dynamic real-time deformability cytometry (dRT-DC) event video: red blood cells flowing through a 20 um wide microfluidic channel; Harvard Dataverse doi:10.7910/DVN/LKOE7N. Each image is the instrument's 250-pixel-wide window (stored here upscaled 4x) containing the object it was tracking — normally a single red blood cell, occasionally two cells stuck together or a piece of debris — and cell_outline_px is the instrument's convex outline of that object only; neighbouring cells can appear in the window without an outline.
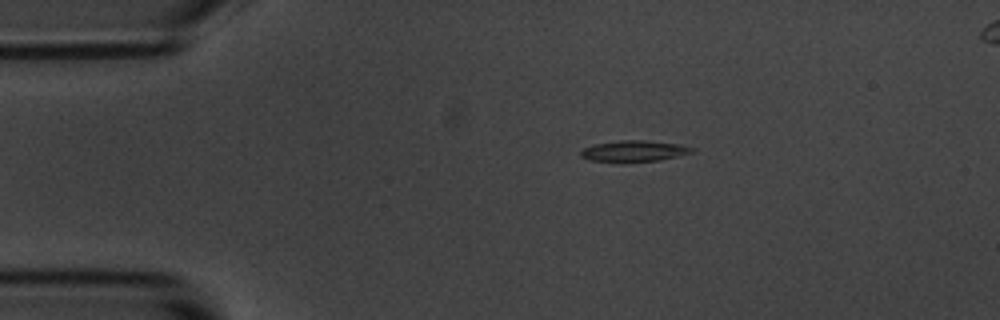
{"species": "common noctule bat (a hibernating species)", "species_latin": "Nyctalus noctula", "temperature_condition": "room temperature", "stored_images_in_passage": 7, "camera_frame_rate_fps": 3000, "um_per_image_px": 0.085, "animal": {"sex": "male", "body_mass_g": 20.1, "forearm_length_mm": 53.5}, "frame": {"image": 1, "passage_image": 2, "time_ms": 0.333, "image_size_px": [1000, 320], "cell_outline_px": [[696, 148], [692, 152], [660, 160], [624, 164], [620, 164], [588, 160], [580, 156], [580, 152], [584, 148], [596, 144], [620, 140], [644, 140], [680, 144]], "centroid_in_image_um": [53.85, 12.87], "position_along_channel_um": 31.2, "area_um2": 14.16}}
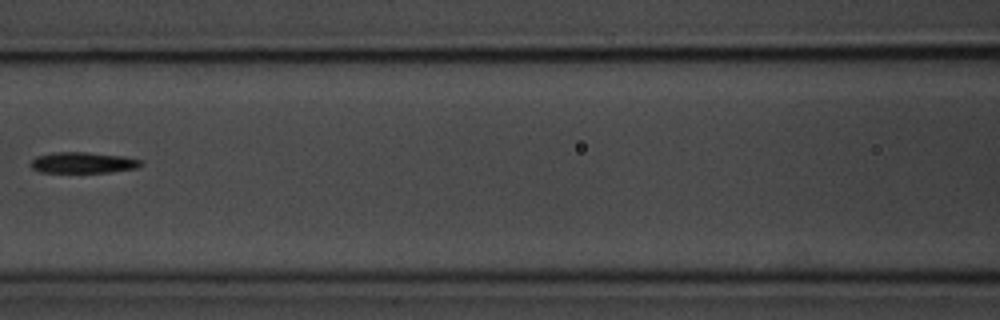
{"frame": {"image": 2, "passage_image": 6, "time_ms": 1.667, "image_size_px": [1000, 320], "cell_outline_px": [[144, 164], [140, 168], [112, 172], [40, 172], [32, 168], [28, 164], [36, 156], [52, 152], [84, 152], [120, 156], [140, 160]], "centroid_in_image_um": [7.04, 13.83], "position_along_channel_um": 159.6, "area_um2": 13.53}}
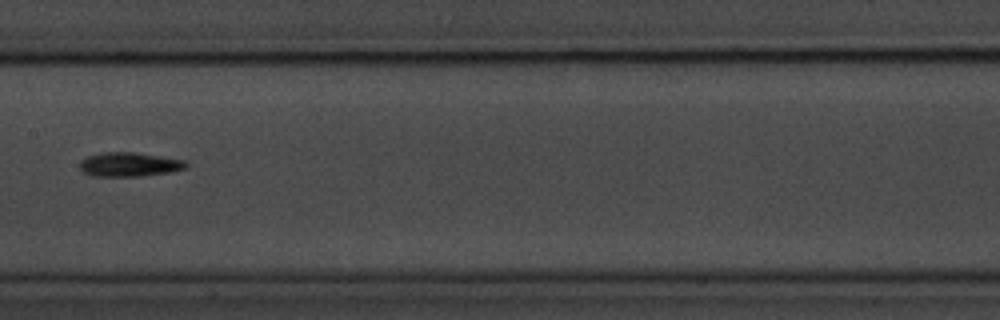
{"frame": {"image": 3, "passage_image": 7, "time_ms": 2.0, "image_size_px": [1000, 320], "cell_outline_px": [[188, 164], [184, 168], [168, 172], [140, 176], [92, 176], [84, 172], [80, 168], [80, 160], [88, 156], [104, 152], [136, 152], [184, 160]], "centroid_in_image_um": [10.96, 13.97], "position_along_channel_um": 196.4, "area_um2": 14.8}}